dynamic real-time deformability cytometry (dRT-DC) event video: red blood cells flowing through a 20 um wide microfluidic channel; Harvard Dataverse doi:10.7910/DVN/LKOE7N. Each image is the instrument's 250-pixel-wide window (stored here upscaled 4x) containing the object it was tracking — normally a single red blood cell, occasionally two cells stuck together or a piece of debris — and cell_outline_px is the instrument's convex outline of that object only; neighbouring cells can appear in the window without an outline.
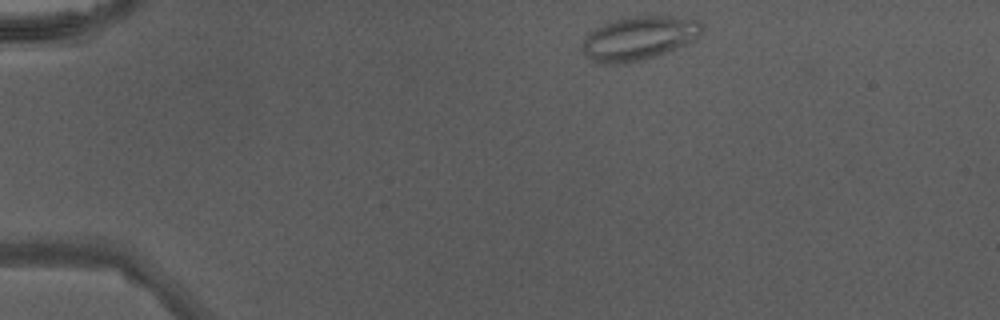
{"species": "Egyptian fruit bat (a non-hibernating species)", "species_latin": "Rousettus aegyptiacus", "temperature_condition": "warm", "stored_images_in_passage": 39, "camera_frame_rate_fps": 3000, "um_per_image_px": 0.085, "animal": {"sex": "male"}, "frame": {"image": 1, "passage_image": 1, "time_ms": 0.0, "image_size_px": [1000, 320], "cell_outline_px": [[704, 24], [700, 32], [692, 40], [676, 48], [656, 56], [644, 60], [628, 64], [596, 64], [584, 56], [580, 48], [580, 44], [596, 28], [604, 24], [628, 16], [672, 16], [700, 20]], "centroid_in_image_um": [54.25, 3.28], "position_along_channel_um": 30.7, "area_um2": 30.69}}